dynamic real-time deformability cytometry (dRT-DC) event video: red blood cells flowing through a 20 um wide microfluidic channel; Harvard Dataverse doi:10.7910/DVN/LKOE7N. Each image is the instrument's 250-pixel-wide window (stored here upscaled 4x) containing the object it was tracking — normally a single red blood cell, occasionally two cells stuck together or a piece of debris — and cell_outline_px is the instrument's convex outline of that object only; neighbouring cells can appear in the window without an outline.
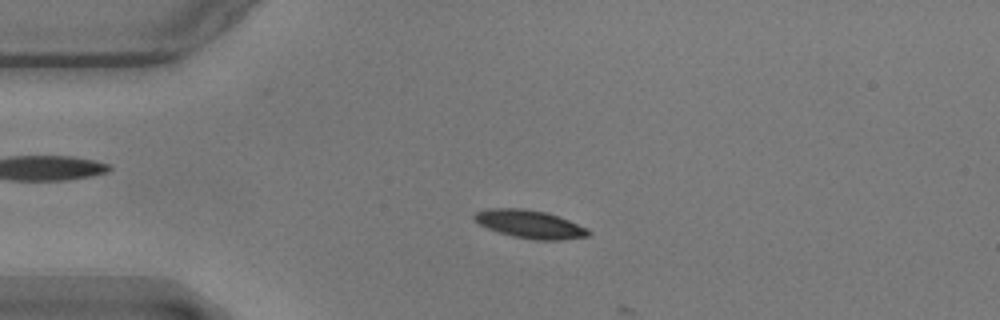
{"species": "common noctule bat (a hibernating species)", "species_latin": "Nyctalus noctula", "temperature_condition": "warm", "stored_images_in_passage": 14, "camera_frame_rate_fps": 3000, "um_per_image_px": 0.085, "animal": {"sex": "male", "body_mass_g": 17.9}, "frame": {"image": 1, "passage_image": 13, "time_ms": 4.0, "image_size_px": [1000, 320], "cell_outline_px": [[592, 232], [588, 236], [560, 240], [536, 240], [512, 236], [488, 228], [472, 220], [472, 216], [476, 212], [488, 208], [520, 208], [544, 212], [568, 220], [588, 228]], "centroid_in_image_um": [45.02, 19.06], "position_along_channel_um": 40.0, "area_um2": 18.55}}